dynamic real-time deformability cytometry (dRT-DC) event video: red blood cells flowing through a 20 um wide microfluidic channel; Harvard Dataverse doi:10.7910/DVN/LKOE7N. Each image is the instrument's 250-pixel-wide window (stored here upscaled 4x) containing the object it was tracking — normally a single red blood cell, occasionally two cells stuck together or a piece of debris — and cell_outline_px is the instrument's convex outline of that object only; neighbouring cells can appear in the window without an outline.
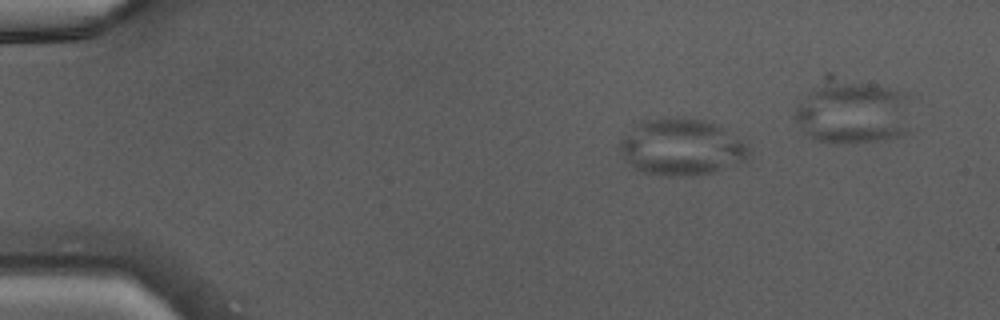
{"species": "Egyptian fruit bat (a non-hibernating species)", "species_latin": "Rousettus aegyptiacus", "temperature_condition": "warm", "stored_images_in_passage": 34, "camera_frame_rate_fps": 3000, "um_per_image_px": 0.085, "animal": {"sex": "male"}, "frame": {"image": 1, "passage_image": 1, "time_ms": 0.0, "image_size_px": [1000, 320], "cell_outline_px": [[748, 156], [740, 164], [712, 172], [692, 176], [656, 176], [632, 168], [628, 164], [616, 148], [620, 140], [640, 120], [660, 116], [684, 116], [704, 120], [720, 124], [744, 140], [748, 148]], "centroid_in_image_um": [57.89, 12.48], "position_along_channel_um": 27.1, "area_um2": 43.99}}
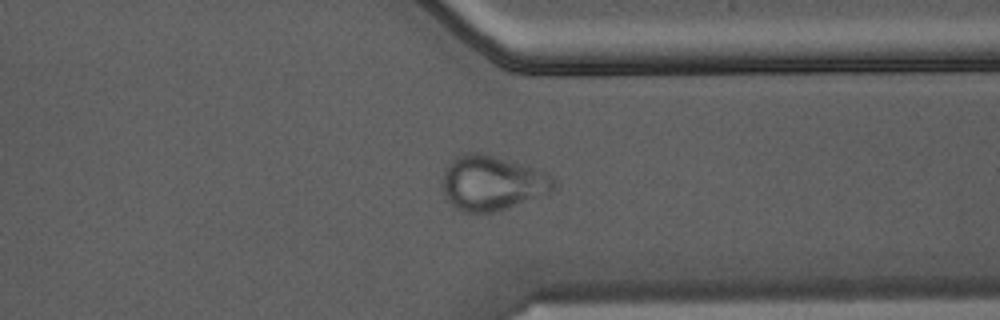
{"frame": {"image": 2, "passage_image": 29, "time_ms": 9.333, "image_size_px": [1000, 320], "cell_outline_px": [[556, 188], [552, 192], [496, 212], [460, 212], [448, 200], [440, 188], [444, 168], [452, 156], [464, 152], [480, 152], [532, 168], [544, 172], [552, 176], [556, 180]], "centroid_in_image_um": [41.77, 15.55], "position_along_channel_um": 369.6, "area_um2": 35.95}}